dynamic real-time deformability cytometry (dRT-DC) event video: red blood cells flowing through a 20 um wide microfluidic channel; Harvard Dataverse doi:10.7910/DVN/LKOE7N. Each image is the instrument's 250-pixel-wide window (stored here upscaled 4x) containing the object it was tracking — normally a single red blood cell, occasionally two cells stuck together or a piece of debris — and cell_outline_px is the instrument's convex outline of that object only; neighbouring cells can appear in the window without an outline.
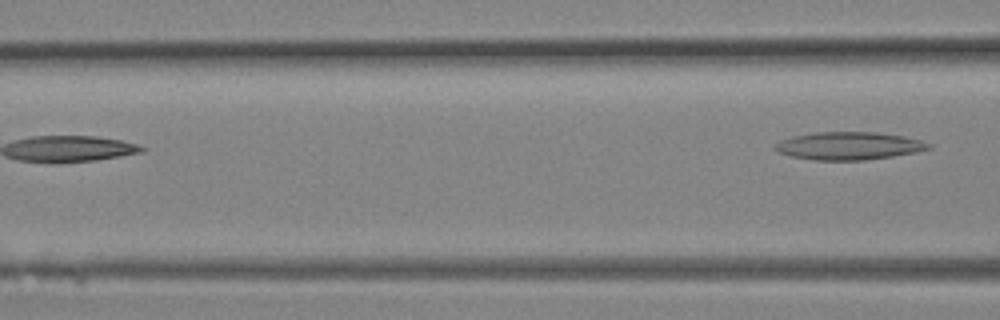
{"species": "Egyptian fruit bat (a non-hibernating species)", "species_latin": "Rousettus aegyptiacus", "temperature_condition": "room temperature", "stored_images_in_passage": 9, "segment_of_instrument_passage": [2, 2], "camera_frame_rate_fps": 3000, "um_per_image_px": 0.085, "animal": {"sex": "female"}, "frame": {"image": 1, "passage_image": 9, "time_ms": 2.667, "image_size_px": [1000, 320], "cell_outline_px": [[932, 148], [916, 152], [892, 156], [864, 160], [812, 160], [792, 156], [776, 152], [772, 148], [780, 140], [792, 136], [816, 132], [876, 132], [904, 136], [920, 140], [932, 144]], "centroid_in_image_um": [72.13, 12.39], "position_along_channel_um": 94.5, "area_um2": 24.97}}